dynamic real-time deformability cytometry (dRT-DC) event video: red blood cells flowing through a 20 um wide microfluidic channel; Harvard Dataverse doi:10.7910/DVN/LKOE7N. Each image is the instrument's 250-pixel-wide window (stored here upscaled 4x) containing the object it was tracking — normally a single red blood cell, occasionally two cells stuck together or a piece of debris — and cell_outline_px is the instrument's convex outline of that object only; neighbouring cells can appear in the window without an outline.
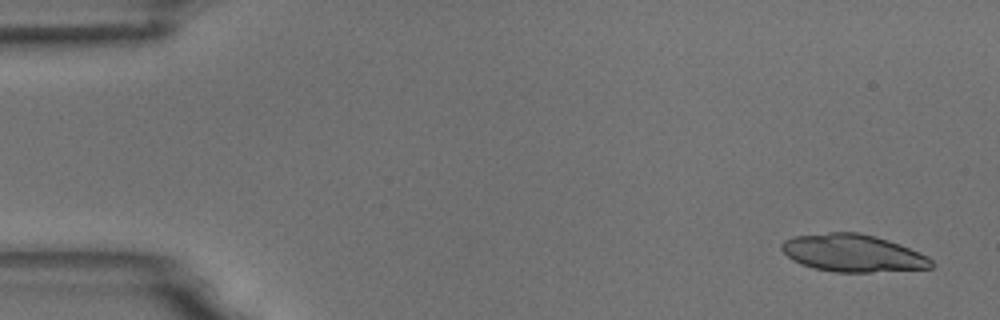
{"species": "common noctule bat (a hibernating species)", "species_latin": "Nyctalus noctula", "temperature_condition": "room temperature", "stored_images_in_passage": 6, "camera_frame_rate_fps": 3000, "um_per_image_px": 0.085, "animal": {"sex": "male", "body_mass_g": 18.8}, "frame": {"image": 1, "passage_image": 1, "time_ms": 0.0, "image_size_px": [1000, 320], "cell_outline_px": [[936, 264], [932, 268], [872, 272], [836, 272], [812, 268], [800, 264], [792, 260], [780, 248], [780, 244], [784, 240], [792, 236], [832, 232], [860, 232], [876, 236], [900, 244], [928, 256]], "centroid_in_image_um": [72.49, 21.51], "position_along_channel_um": 12.5, "area_um2": 32.95}}